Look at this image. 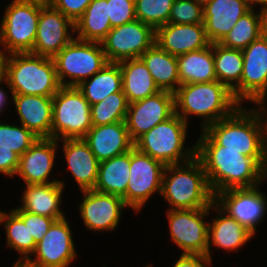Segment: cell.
<instances>
[{"instance_id":"6da1fadb","label":"cell","mask_w":267,"mask_h":267,"mask_svg":"<svg viewBox=\"0 0 267 267\" xmlns=\"http://www.w3.org/2000/svg\"><path fill=\"white\" fill-rule=\"evenodd\" d=\"M208 184L216 196L232 188H252L267 179V157H248L220 145H196Z\"/></svg>"},{"instance_id":"7a4b0ae2","label":"cell","mask_w":267,"mask_h":267,"mask_svg":"<svg viewBox=\"0 0 267 267\" xmlns=\"http://www.w3.org/2000/svg\"><path fill=\"white\" fill-rule=\"evenodd\" d=\"M256 105L261 109L245 111L240 106L232 115L210 124L202 130L196 145H220L222 150L239 151L244 156L267 157L263 121L267 110L262 104Z\"/></svg>"},{"instance_id":"3957f363","label":"cell","mask_w":267,"mask_h":267,"mask_svg":"<svg viewBox=\"0 0 267 267\" xmlns=\"http://www.w3.org/2000/svg\"><path fill=\"white\" fill-rule=\"evenodd\" d=\"M174 95L175 113L186 123L189 115L202 117V130L232 115L241 106L233 92L217 80L182 84Z\"/></svg>"},{"instance_id":"277c9868","label":"cell","mask_w":267,"mask_h":267,"mask_svg":"<svg viewBox=\"0 0 267 267\" xmlns=\"http://www.w3.org/2000/svg\"><path fill=\"white\" fill-rule=\"evenodd\" d=\"M1 58L3 77L11 94L53 97L61 87L51 57L25 52Z\"/></svg>"},{"instance_id":"5b68a950","label":"cell","mask_w":267,"mask_h":267,"mask_svg":"<svg viewBox=\"0 0 267 267\" xmlns=\"http://www.w3.org/2000/svg\"><path fill=\"white\" fill-rule=\"evenodd\" d=\"M160 195L172 210L207 208L215 202L203 165L196 156L183 165L165 166Z\"/></svg>"},{"instance_id":"8992f818","label":"cell","mask_w":267,"mask_h":267,"mask_svg":"<svg viewBox=\"0 0 267 267\" xmlns=\"http://www.w3.org/2000/svg\"><path fill=\"white\" fill-rule=\"evenodd\" d=\"M187 123L176 113L154 126L134 142V147L165 166L185 163L196 156V145L184 149Z\"/></svg>"},{"instance_id":"52a82bcc","label":"cell","mask_w":267,"mask_h":267,"mask_svg":"<svg viewBox=\"0 0 267 267\" xmlns=\"http://www.w3.org/2000/svg\"><path fill=\"white\" fill-rule=\"evenodd\" d=\"M91 105L75 86H61L52 97L51 138H83L93 126Z\"/></svg>"},{"instance_id":"ba28073f","label":"cell","mask_w":267,"mask_h":267,"mask_svg":"<svg viewBox=\"0 0 267 267\" xmlns=\"http://www.w3.org/2000/svg\"><path fill=\"white\" fill-rule=\"evenodd\" d=\"M53 60L61 86L77 87L108 64L101 43L82 41L75 37ZM66 76L71 80L66 81Z\"/></svg>"},{"instance_id":"9c48e42d","label":"cell","mask_w":267,"mask_h":267,"mask_svg":"<svg viewBox=\"0 0 267 267\" xmlns=\"http://www.w3.org/2000/svg\"><path fill=\"white\" fill-rule=\"evenodd\" d=\"M42 7L19 0L7 6L0 26V44L7 50H1L0 56L32 52Z\"/></svg>"},{"instance_id":"30bf717a","label":"cell","mask_w":267,"mask_h":267,"mask_svg":"<svg viewBox=\"0 0 267 267\" xmlns=\"http://www.w3.org/2000/svg\"><path fill=\"white\" fill-rule=\"evenodd\" d=\"M165 165L159 160L139 151L130 150V176L123 198L125 205L138 212L156 191L161 193Z\"/></svg>"},{"instance_id":"8fae6325","label":"cell","mask_w":267,"mask_h":267,"mask_svg":"<svg viewBox=\"0 0 267 267\" xmlns=\"http://www.w3.org/2000/svg\"><path fill=\"white\" fill-rule=\"evenodd\" d=\"M213 207L214 203L201 209L167 210L171 239L183 250L182 254L207 256L208 224L203 218Z\"/></svg>"},{"instance_id":"7c38bea8","label":"cell","mask_w":267,"mask_h":267,"mask_svg":"<svg viewBox=\"0 0 267 267\" xmlns=\"http://www.w3.org/2000/svg\"><path fill=\"white\" fill-rule=\"evenodd\" d=\"M156 30L140 20L113 27L101 42L108 62L140 58L154 43Z\"/></svg>"},{"instance_id":"4fadbf2b","label":"cell","mask_w":267,"mask_h":267,"mask_svg":"<svg viewBox=\"0 0 267 267\" xmlns=\"http://www.w3.org/2000/svg\"><path fill=\"white\" fill-rule=\"evenodd\" d=\"M243 54V72L240 81V104L244 100L265 103L267 98V34L263 32L251 42Z\"/></svg>"},{"instance_id":"5bb4252c","label":"cell","mask_w":267,"mask_h":267,"mask_svg":"<svg viewBox=\"0 0 267 267\" xmlns=\"http://www.w3.org/2000/svg\"><path fill=\"white\" fill-rule=\"evenodd\" d=\"M175 114V95L168 91L128 105L126 126L130 139L135 142L154 126L166 121Z\"/></svg>"},{"instance_id":"9a60e30c","label":"cell","mask_w":267,"mask_h":267,"mask_svg":"<svg viewBox=\"0 0 267 267\" xmlns=\"http://www.w3.org/2000/svg\"><path fill=\"white\" fill-rule=\"evenodd\" d=\"M70 225L66 218L56 220L36 244L35 260L29 258L25 263L31 267H68L76 258V248L72 239Z\"/></svg>"},{"instance_id":"2e32d148","label":"cell","mask_w":267,"mask_h":267,"mask_svg":"<svg viewBox=\"0 0 267 267\" xmlns=\"http://www.w3.org/2000/svg\"><path fill=\"white\" fill-rule=\"evenodd\" d=\"M215 202L254 235L256 226L267 213V199L258 186L221 191L215 196Z\"/></svg>"},{"instance_id":"e0dca14e","label":"cell","mask_w":267,"mask_h":267,"mask_svg":"<svg viewBox=\"0 0 267 267\" xmlns=\"http://www.w3.org/2000/svg\"><path fill=\"white\" fill-rule=\"evenodd\" d=\"M74 29V22L62 12L51 6H43L31 53L53 58L74 39L70 33H75Z\"/></svg>"},{"instance_id":"ac0fdd59","label":"cell","mask_w":267,"mask_h":267,"mask_svg":"<svg viewBox=\"0 0 267 267\" xmlns=\"http://www.w3.org/2000/svg\"><path fill=\"white\" fill-rule=\"evenodd\" d=\"M82 194L84 198L79 210L86 228L93 231L114 230L122 209L127 207L123 198L93 189L84 190Z\"/></svg>"},{"instance_id":"d6986e66","label":"cell","mask_w":267,"mask_h":267,"mask_svg":"<svg viewBox=\"0 0 267 267\" xmlns=\"http://www.w3.org/2000/svg\"><path fill=\"white\" fill-rule=\"evenodd\" d=\"M54 138H38L37 141L19 157V165L15 175L23 178L25 184H46L63 181H48L54 167L57 143Z\"/></svg>"},{"instance_id":"ffe728a7","label":"cell","mask_w":267,"mask_h":267,"mask_svg":"<svg viewBox=\"0 0 267 267\" xmlns=\"http://www.w3.org/2000/svg\"><path fill=\"white\" fill-rule=\"evenodd\" d=\"M250 10L245 0H204L203 24L210 43H219Z\"/></svg>"},{"instance_id":"44dd1931","label":"cell","mask_w":267,"mask_h":267,"mask_svg":"<svg viewBox=\"0 0 267 267\" xmlns=\"http://www.w3.org/2000/svg\"><path fill=\"white\" fill-rule=\"evenodd\" d=\"M155 42L174 56L201 50L211 43L206 35L204 24L167 23L156 29Z\"/></svg>"},{"instance_id":"7402d4cb","label":"cell","mask_w":267,"mask_h":267,"mask_svg":"<svg viewBox=\"0 0 267 267\" xmlns=\"http://www.w3.org/2000/svg\"><path fill=\"white\" fill-rule=\"evenodd\" d=\"M83 139L99 162L125 154L134 147L125 121L92 126Z\"/></svg>"},{"instance_id":"603a6c76","label":"cell","mask_w":267,"mask_h":267,"mask_svg":"<svg viewBox=\"0 0 267 267\" xmlns=\"http://www.w3.org/2000/svg\"><path fill=\"white\" fill-rule=\"evenodd\" d=\"M20 123L39 138H51L52 97L12 94Z\"/></svg>"},{"instance_id":"cb8c5ba5","label":"cell","mask_w":267,"mask_h":267,"mask_svg":"<svg viewBox=\"0 0 267 267\" xmlns=\"http://www.w3.org/2000/svg\"><path fill=\"white\" fill-rule=\"evenodd\" d=\"M63 151L68 168L81 191L94 189L99 161L83 138L63 139Z\"/></svg>"},{"instance_id":"d4e9b609","label":"cell","mask_w":267,"mask_h":267,"mask_svg":"<svg viewBox=\"0 0 267 267\" xmlns=\"http://www.w3.org/2000/svg\"><path fill=\"white\" fill-rule=\"evenodd\" d=\"M214 206L220 217H216V219H213L212 223H208L207 257L210 261L211 243L213 246L226 249V251H238L237 249H239V247H242L254 236L251 231L239 223L235 218H232L216 202H214Z\"/></svg>"},{"instance_id":"484cf974","label":"cell","mask_w":267,"mask_h":267,"mask_svg":"<svg viewBox=\"0 0 267 267\" xmlns=\"http://www.w3.org/2000/svg\"><path fill=\"white\" fill-rule=\"evenodd\" d=\"M63 185L60 182L46 184H26V189L22 196L21 209L47 216L53 219L64 218L63 211L60 210Z\"/></svg>"},{"instance_id":"4316f807","label":"cell","mask_w":267,"mask_h":267,"mask_svg":"<svg viewBox=\"0 0 267 267\" xmlns=\"http://www.w3.org/2000/svg\"><path fill=\"white\" fill-rule=\"evenodd\" d=\"M140 58L145 63L160 91L171 93L177 91L180 86L177 56L164 51L155 42Z\"/></svg>"},{"instance_id":"83f0119b","label":"cell","mask_w":267,"mask_h":267,"mask_svg":"<svg viewBox=\"0 0 267 267\" xmlns=\"http://www.w3.org/2000/svg\"><path fill=\"white\" fill-rule=\"evenodd\" d=\"M118 63L122 73V90L129 104L160 92L141 58L127 59Z\"/></svg>"},{"instance_id":"f1b7e54d","label":"cell","mask_w":267,"mask_h":267,"mask_svg":"<svg viewBox=\"0 0 267 267\" xmlns=\"http://www.w3.org/2000/svg\"><path fill=\"white\" fill-rule=\"evenodd\" d=\"M130 151L99 162L98 178L93 190L124 198L130 176Z\"/></svg>"},{"instance_id":"f546056e","label":"cell","mask_w":267,"mask_h":267,"mask_svg":"<svg viewBox=\"0 0 267 267\" xmlns=\"http://www.w3.org/2000/svg\"><path fill=\"white\" fill-rule=\"evenodd\" d=\"M180 85L216 81L212 44L177 56Z\"/></svg>"},{"instance_id":"4dcf8cb0","label":"cell","mask_w":267,"mask_h":267,"mask_svg":"<svg viewBox=\"0 0 267 267\" xmlns=\"http://www.w3.org/2000/svg\"><path fill=\"white\" fill-rule=\"evenodd\" d=\"M215 74L217 81L227 86L240 103V81L243 72L242 50L213 43Z\"/></svg>"},{"instance_id":"1f68e13d","label":"cell","mask_w":267,"mask_h":267,"mask_svg":"<svg viewBox=\"0 0 267 267\" xmlns=\"http://www.w3.org/2000/svg\"><path fill=\"white\" fill-rule=\"evenodd\" d=\"M74 26L76 39L101 43L112 29L107 0H92Z\"/></svg>"},{"instance_id":"d6a6232c","label":"cell","mask_w":267,"mask_h":267,"mask_svg":"<svg viewBox=\"0 0 267 267\" xmlns=\"http://www.w3.org/2000/svg\"><path fill=\"white\" fill-rule=\"evenodd\" d=\"M122 73L119 63L108 62L92 79L82 81L77 88L90 105L103 101L110 94L122 91Z\"/></svg>"},{"instance_id":"836d02e7","label":"cell","mask_w":267,"mask_h":267,"mask_svg":"<svg viewBox=\"0 0 267 267\" xmlns=\"http://www.w3.org/2000/svg\"><path fill=\"white\" fill-rule=\"evenodd\" d=\"M266 15L267 13L261 10L255 13L254 9H251L240 17L219 44L232 49H245L251 42L263 35Z\"/></svg>"},{"instance_id":"e575fe53","label":"cell","mask_w":267,"mask_h":267,"mask_svg":"<svg viewBox=\"0 0 267 267\" xmlns=\"http://www.w3.org/2000/svg\"><path fill=\"white\" fill-rule=\"evenodd\" d=\"M3 222H5L7 246L24 255L16 262H26L36 248L35 240L33 236H30L28 227H26L23 220L13 210L10 213L0 210V224H3Z\"/></svg>"},{"instance_id":"d590c367","label":"cell","mask_w":267,"mask_h":267,"mask_svg":"<svg viewBox=\"0 0 267 267\" xmlns=\"http://www.w3.org/2000/svg\"><path fill=\"white\" fill-rule=\"evenodd\" d=\"M128 105L123 90L110 94L103 101L91 105L92 125L99 126L125 121Z\"/></svg>"},{"instance_id":"8d00e7d4","label":"cell","mask_w":267,"mask_h":267,"mask_svg":"<svg viewBox=\"0 0 267 267\" xmlns=\"http://www.w3.org/2000/svg\"><path fill=\"white\" fill-rule=\"evenodd\" d=\"M175 0H135L137 20L152 26L155 30L168 23Z\"/></svg>"},{"instance_id":"74e56055","label":"cell","mask_w":267,"mask_h":267,"mask_svg":"<svg viewBox=\"0 0 267 267\" xmlns=\"http://www.w3.org/2000/svg\"><path fill=\"white\" fill-rule=\"evenodd\" d=\"M32 131L20 126L0 123V148L11 149L19 157L38 139Z\"/></svg>"},{"instance_id":"f35d334b","label":"cell","mask_w":267,"mask_h":267,"mask_svg":"<svg viewBox=\"0 0 267 267\" xmlns=\"http://www.w3.org/2000/svg\"><path fill=\"white\" fill-rule=\"evenodd\" d=\"M204 22L202 0H175L169 15L171 24H199Z\"/></svg>"},{"instance_id":"ab89813d","label":"cell","mask_w":267,"mask_h":267,"mask_svg":"<svg viewBox=\"0 0 267 267\" xmlns=\"http://www.w3.org/2000/svg\"><path fill=\"white\" fill-rule=\"evenodd\" d=\"M24 222L30 236H33L35 243L37 244L43 238V236L48 232L51 225L59 219H53L47 216L38 215L22 210L20 207L12 209Z\"/></svg>"},{"instance_id":"60d3db41","label":"cell","mask_w":267,"mask_h":267,"mask_svg":"<svg viewBox=\"0 0 267 267\" xmlns=\"http://www.w3.org/2000/svg\"><path fill=\"white\" fill-rule=\"evenodd\" d=\"M111 27H116L137 19L135 0H107Z\"/></svg>"},{"instance_id":"b9f144b4","label":"cell","mask_w":267,"mask_h":267,"mask_svg":"<svg viewBox=\"0 0 267 267\" xmlns=\"http://www.w3.org/2000/svg\"><path fill=\"white\" fill-rule=\"evenodd\" d=\"M91 2L92 0H52L50 6L75 22L83 15Z\"/></svg>"},{"instance_id":"7bdbcfd3","label":"cell","mask_w":267,"mask_h":267,"mask_svg":"<svg viewBox=\"0 0 267 267\" xmlns=\"http://www.w3.org/2000/svg\"><path fill=\"white\" fill-rule=\"evenodd\" d=\"M19 156L11 149L0 148V173L14 176L18 169Z\"/></svg>"},{"instance_id":"ee69618b","label":"cell","mask_w":267,"mask_h":267,"mask_svg":"<svg viewBox=\"0 0 267 267\" xmlns=\"http://www.w3.org/2000/svg\"><path fill=\"white\" fill-rule=\"evenodd\" d=\"M211 261L207 256L199 254H181L173 267H208Z\"/></svg>"},{"instance_id":"f6af8a7d","label":"cell","mask_w":267,"mask_h":267,"mask_svg":"<svg viewBox=\"0 0 267 267\" xmlns=\"http://www.w3.org/2000/svg\"><path fill=\"white\" fill-rule=\"evenodd\" d=\"M248 4V6L253 9V4H261V11L267 13V0H245Z\"/></svg>"},{"instance_id":"bcb514c9","label":"cell","mask_w":267,"mask_h":267,"mask_svg":"<svg viewBox=\"0 0 267 267\" xmlns=\"http://www.w3.org/2000/svg\"><path fill=\"white\" fill-rule=\"evenodd\" d=\"M5 82V78L3 77L0 80V84ZM7 95L6 93L3 91V88L0 87V113H2L3 111V107L7 104Z\"/></svg>"},{"instance_id":"7dc6e473","label":"cell","mask_w":267,"mask_h":267,"mask_svg":"<svg viewBox=\"0 0 267 267\" xmlns=\"http://www.w3.org/2000/svg\"><path fill=\"white\" fill-rule=\"evenodd\" d=\"M25 3H32V4H37L40 6H50L52 0H19Z\"/></svg>"},{"instance_id":"c3c4849f","label":"cell","mask_w":267,"mask_h":267,"mask_svg":"<svg viewBox=\"0 0 267 267\" xmlns=\"http://www.w3.org/2000/svg\"><path fill=\"white\" fill-rule=\"evenodd\" d=\"M13 267H31V266H29L25 262H15Z\"/></svg>"},{"instance_id":"681fc988","label":"cell","mask_w":267,"mask_h":267,"mask_svg":"<svg viewBox=\"0 0 267 267\" xmlns=\"http://www.w3.org/2000/svg\"><path fill=\"white\" fill-rule=\"evenodd\" d=\"M3 78V62L0 56V80Z\"/></svg>"},{"instance_id":"f907efd6","label":"cell","mask_w":267,"mask_h":267,"mask_svg":"<svg viewBox=\"0 0 267 267\" xmlns=\"http://www.w3.org/2000/svg\"><path fill=\"white\" fill-rule=\"evenodd\" d=\"M264 32L267 34V15L264 21Z\"/></svg>"},{"instance_id":"816d5d0a","label":"cell","mask_w":267,"mask_h":267,"mask_svg":"<svg viewBox=\"0 0 267 267\" xmlns=\"http://www.w3.org/2000/svg\"><path fill=\"white\" fill-rule=\"evenodd\" d=\"M264 125H265V133L267 135V118H265V120H264ZM266 141H267V136H266Z\"/></svg>"}]
</instances>
